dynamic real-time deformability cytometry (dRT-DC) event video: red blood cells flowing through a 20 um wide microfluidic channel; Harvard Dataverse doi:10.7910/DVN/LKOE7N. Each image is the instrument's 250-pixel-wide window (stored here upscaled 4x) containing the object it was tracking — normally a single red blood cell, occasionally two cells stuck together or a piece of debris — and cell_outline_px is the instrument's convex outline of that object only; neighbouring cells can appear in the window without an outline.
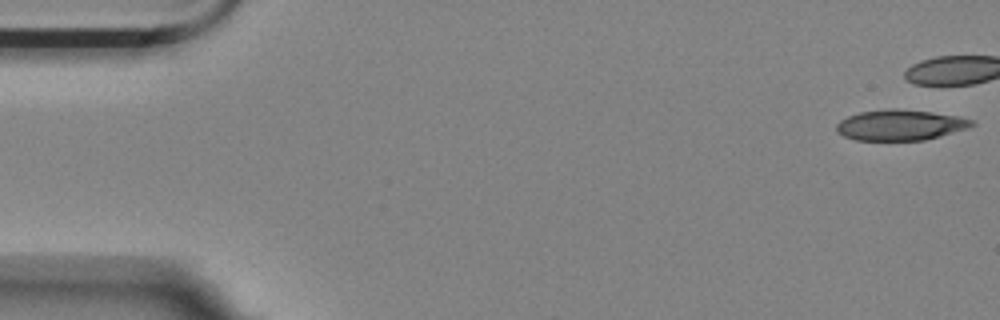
{"species": "Egyptian fruit bat (a non-hibernating species)", "species_latin": "Rousettus aegyptiacus", "temperature_condition": "room temperature", "stored_images_in_passage": 9, "camera_frame_rate_fps": 3000, "um_per_image_px": 0.085, "animal": {"sex": "female"}, "frame": {"image": 1, "passage_image": 1, "time_ms": 0.0, "image_size_px": [1000, 320], "cell_outline_px": [[976, 124], [968, 128], [940, 136], [924, 140], [856, 140], [844, 136], [836, 132], [836, 124], [840, 120], [848, 116], [860, 112], [888, 108], [896, 108], [932, 112], [956, 116], [972, 120]], "centroid_in_image_um": [76.5, 10.62], "position_along_channel_um": 8.5, "area_um2": 24.16}}